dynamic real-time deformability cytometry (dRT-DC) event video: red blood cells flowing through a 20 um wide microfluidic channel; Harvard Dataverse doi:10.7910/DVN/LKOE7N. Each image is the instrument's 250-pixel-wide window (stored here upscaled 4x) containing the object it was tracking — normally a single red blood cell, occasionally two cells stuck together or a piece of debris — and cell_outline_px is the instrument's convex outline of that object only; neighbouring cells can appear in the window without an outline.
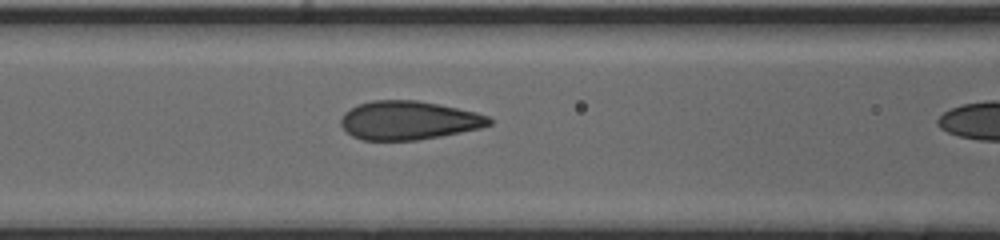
{"species": "human", "species_latin": "Homo sapiens", "temperature_condition": "cold", "stored_images_in_passage": 23, "camera_frame_rate_fps": 3000, "um_per_image_px": 0.085, "donor": {"sex": "male"}, "frame": {"image": 1, "passage_image": 22, "time_ms": 7.0, "image_size_px": [1000, 240], "cell_outline_px": [[492, 124], [480, 128], [440, 136], [416, 140], [360, 140], [352, 136], [340, 124], [340, 120], [344, 112], [360, 104], [372, 100], [416, 100], [440, 104], [476, 112], [488, 116], [492, 120]], "centroid_in_image_um": [34.73, 10.23], "position_along_channel_um": 131.9, "area_um2": 33.35}}